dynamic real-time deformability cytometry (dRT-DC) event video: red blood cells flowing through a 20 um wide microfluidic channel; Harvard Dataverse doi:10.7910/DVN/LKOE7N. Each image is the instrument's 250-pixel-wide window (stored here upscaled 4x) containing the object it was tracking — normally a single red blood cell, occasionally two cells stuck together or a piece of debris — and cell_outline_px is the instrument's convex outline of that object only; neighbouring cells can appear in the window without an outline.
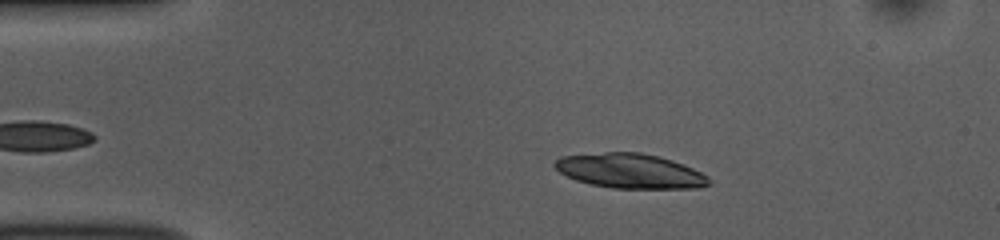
{"species": "common noctule bat (a hibernating species)", "species_latin": "Nyctalus noctula", "temperature_condition": "room temperature", "stored_images_in_passage": 46, "camera_frame_rate_fps": 3000, "um_per_image_px": 0.085, "animal": {"sex": "female", "body_mass_g": 10.0, "forearm_length_mm": 53.1}, "frame": {"image": 1, "passage_image": 10, "time_ms": 3.0, "image_size_px": [1000, 240], "cell_outline_px": [[712, 184], [700, 188], [612, 188], [592, 184], [576, 180], [560, 172], [552, 164], [560, 156], [604, 152], [640, 152], [660, 156], [684, 164], [708, 176], [712, 180]], "centroid_in_image_um": [53.59, 14.53], "position_along_channel_um": 31.4, "area_um2": 31.27}}